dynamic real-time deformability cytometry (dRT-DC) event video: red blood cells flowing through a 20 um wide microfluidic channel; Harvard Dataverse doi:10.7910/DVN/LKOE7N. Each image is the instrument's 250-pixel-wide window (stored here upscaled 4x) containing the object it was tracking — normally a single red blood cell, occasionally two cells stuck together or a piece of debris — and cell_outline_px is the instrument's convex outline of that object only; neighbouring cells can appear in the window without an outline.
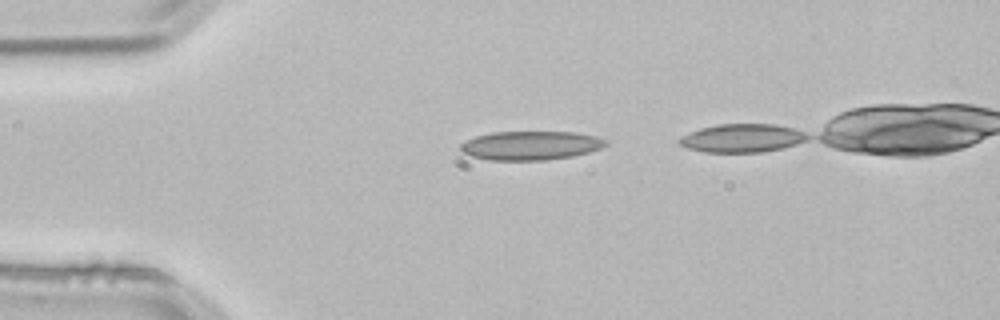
{"species": "common noctule bat (a hibernating species)", "species_latin": "Nyctalus noctula", "temperature_condition": "room temperature", "stored_images_in_passage": 3, "camera_frame_rate_fps": 3000, "um_per_image_px": 0.085, "animal": {"sex": "male", "body_mass_g": 21.5, "forearm_length_mm": 52.0}, "frame": {"image": 1, "passage_image": 1, "time_ms": 0.0, "image_size_px": [1000, 320], "cell_outline_px": [[608, 144], [600, 148], [588, 152], [572, 156], [544, 160], [488, 160], [472, 156], [460, 152], [460, 144], [464, 140], [476, 136], [492, 132], [576, 132], [596, 136], [608, 140]], "centroid_in_image_um": [45.08, 12.36], "position_along_channel_um": 39.9, "area_um2": 24.57}}